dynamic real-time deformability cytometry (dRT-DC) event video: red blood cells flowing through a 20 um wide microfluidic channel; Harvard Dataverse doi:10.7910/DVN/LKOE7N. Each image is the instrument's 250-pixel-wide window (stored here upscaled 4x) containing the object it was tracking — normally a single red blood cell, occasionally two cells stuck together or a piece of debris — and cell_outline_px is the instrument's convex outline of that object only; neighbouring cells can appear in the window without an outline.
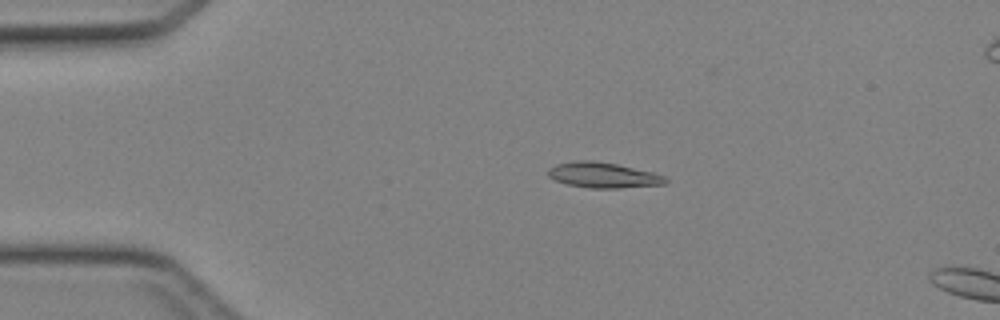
{"species": "Egyptian fruit bat (a non-hibernating species)", "species_latin": "Rousettus aegyptiacus", "temperature_condition": "cold", "stored_images_in_passage": 8, "camera_frame_rate_fps": 3000, "um_per_image_px": 0.085, "animal": {"sex": "female"}, "frame": {"image": 1, "passage_image": 5, "time_ms": 1.333, "image_size_px": [1000, 320], "cell_outline_px": [[668, 180], [664, 184], [620, 188], [592, 188], [568, 184], [556, 180], [548, 176], [548, 168], [556, 164], [576, 160], [592, 160], [616, 164], [652, 172], [664, 176]], "centroid_in_image_um": [51.25, 14.88], "position_along_channel_um": 33.8, "area_um2": 17.22}}